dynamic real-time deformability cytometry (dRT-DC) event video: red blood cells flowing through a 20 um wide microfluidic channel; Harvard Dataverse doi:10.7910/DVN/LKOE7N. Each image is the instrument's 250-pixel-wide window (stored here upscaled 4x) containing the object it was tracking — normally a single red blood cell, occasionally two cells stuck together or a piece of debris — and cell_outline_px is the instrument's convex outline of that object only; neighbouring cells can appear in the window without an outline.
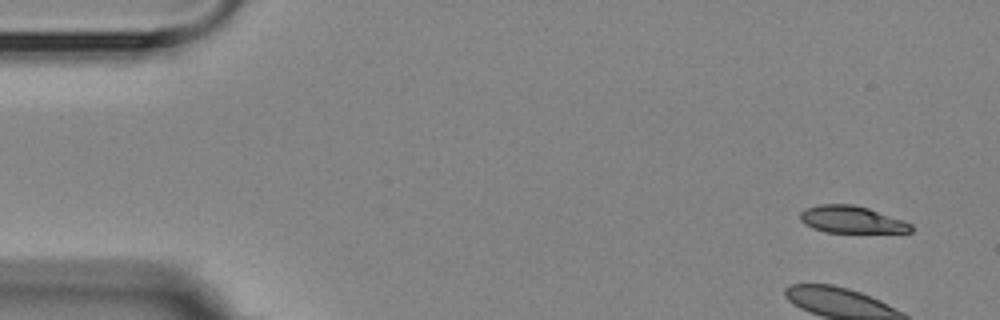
{"species": "Egyptian fruit bat (a non-hibernating species)", "species_latin": "Rousettus aegyptiacus", "temperature_condition": "room temperature", "stored_images_in_passage": 5, "camera_frame_rate_fps": 3000, "um_per_image_px": 0.085, "animal": {"sex": "female"}, "frame": {"image": 1, "passage_image": 1, "time_ms": 0.0, "image_size_px": [1000, 320], "cell_outline_px": [[912, 232], [824, 232], [812, 228], [804, 224], [800, 220], [800, 212], [804, 208], [820, 204], [852, 204], [868, 208], [904, 220], [912, 224]], "centroid_in_image_um": [72.36, 18.66], "position_along_channel_um": 12.6, "area_um2": 17.57}}